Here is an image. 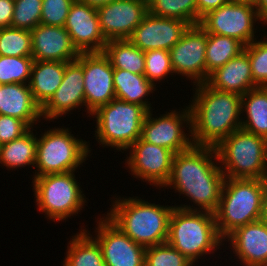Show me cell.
Here are the masks:
<instances>
[{"instance_id": "6da1fadb", "label": "cell", "mask_w": 267, "mask_h": 266, "mask_svg": "<svg viewBox=\"0 0 267 266\" xmlns=\"http://www.w3.org/2000/svg\"><path fill=\"white\" fill-rule=\"evenodd\" d=\"M217 161V153L212 146L192 145L189 149L174 154L171 175L164 188L174 189L175 193L183 194L196 204V207L190 203L175 207L212 213L217 211L225 180Z\"/></svg>"}, {"instance_id": "7a4b0ae2", "label": "cell", "mask_w": 267, "mask_h": 266, "mask_svg": "<svg viewBox=\"0 0 267 266\" xmlns=\"http://www.w3.org/2000/svg\"><path fill=\"white\" fill-rule=\"evenodd\" d=\"M189 107L193 145L215 147L232 132L241 129V96L197 84Z\"/></svg>"}, {"instance_id": "3957f363", "label": "cell", "mask_w": 267, "mask_h": 266, "mask_svg": "<svg viewBox=\"0 0 267 266\" xmlns=\"http://www.w3.org/2000/svg\"><path fill=\"white\" fill-rule=\"evenodd\" d=\"M113 199L105 216L135 243L148 248L167 242L174 205L155 204L138 196Z\"/></svg>"}, {"instance_id": "277c9868", "label": "cell", "mask_w": 267, "mask_h": 266, "mask_svg": "<svg viewBox=\"0 0 267 266\" xmlns=\"http://www.w3.org/2000/svg\"><path fill=\"white\" fill-rule=\"evenodd\" d=\"M167 242L194 264L203 255L213 254L224 244L215 213L174 207L169 220Z\"/></svg>"}, {"instance_id": "5b68a950", "label": "cell", "mask_w": 267, "mask_h": 266, "mask_svg": "<svg viewBox=\"0 0 267 266\" xmlns=\"http://www.w3.org/2000/svg\"><path fill=\"white\" fill-rule=\"evenodd\" d=\"M265 180L225 178L215 212L219 235L225 238L236 228L260 220Z\"/></svg>"}, {"instance_id": "8992f818", "label": "cell", "mask_w": 267, "mask_h": 266, "mask_svg": "<svg viewBox=\"0 0 267 266\" xmlns=\"http://www.w3.org/2000/svg\"><path fill=\"white\" fill-rule=\"evenodd\" d=\"M214 148L225 178L267 179L266 138L238 129Z\"/></svg>"}, {"instance_id": "52a82bcc", "label": "cell", "mask_w": 267, "mask_h": 266, "mask_svg": "<svg viewBox=\"0 0 267 266\" xmlns=\"http://www.w3.org/2000/svg\"><path fill=\"white\" fill-rule=\"evenodd\" d=\"M147 113L144 106L112 99L91 114L96 121V141L104 148L126 151L140 138Z\"/></svg>"}, {"instance_id": "ba28073f", "label": "cell", "mask_w": 267, "mask_h": 266, "mask_svg": "<svg viewBox=\"0 0 267 266\" xmlns=\"http://www.w3.org/2000/svg\"><path fill=\"white\" fill-rule=\"evenodd\" d=\"M38 136L33 178L76 171L91 156L89 141L75 138L70 128L45 129Z\"/></svg>"}, {"instance_id": "9c48e42d", "label": "cell", "mask_w": 267, "mask_h": 266, "mask_svg": "<svg viewBox=\"0 0 267 266\" xmlns=\"http://www.w3.org/2000/svg\"><path fill=\"white\" fill-rule=\"evenodd\" d=\"M75 172L47 174L32 178L37 209L51 221H66L80 213L87 202Z\"/></svg>"}, {"instance_id": "30bf717a", "label": "cell", "mask_w": 267, "mask_h": 266, "mask_svg": "<svg viewBox=\"0 0 267 266\" xmlns=\"http://www.w3.org/2000/svg\"><path fill=\"white\" fill-rule=\"evenodd\" d=\"M258 20L262 21L254 4L232 0L208 12L199 25L207 33L233 37L246 46L257 39L254 24Z\"/></svg>"}, {"instance_id": "8fae6325", "label": "cell", "mask_w": 267, "mask_h": 266, "mask_svg": "<svg viewBox=\"0 0 267 266\" xmlns=\"http://www.w3.org/2000/svg\"><path fill=\"white\" fill-rule=\"evenodd\" d=\"M152 112L153 110L148 111L142 124L140 138L143 141L165 147L174 154L185 151L193 145L189 105L181 111L170 110L159 117L155 116L156 118L152 117L154 115ZM185 127L189 130L187 131Z\"/></svg>"}, {"instance_id": "7c38bea8", "label": "cell", "mask_w": 267, "mask_h": 266, "mask_svg": "<svg viewBox=\"0 0 267 266\" xmlns=\"http://www.w3.org/2000/svg\"><path fill=\"white\" fill-rule=\"evenodd\" d=\"M208 33L199 25H190L169 50L174 74L186 76L193 86L206 82V45Z\"/></svg>"}, {"instance_id": "4fadbf2b", "label": "cell", "mask_w": 267, "mask_h": 266, "mask_svg": "<svg viewBox=\"0 0 267 266\" xmlns=\"http://www.w3.org/2000/svg\"><path fill=\"white\" fill-rule=\"evenodd\" d=\"M127 151L130 155L127 156V160L125 159L126 168H129L134 178H140L149 185L163 188L171 175L174 153L165 147L143 141L141 138Z\"/></svg>"}, {"instance_id": "5bb4252c", "label": "cell", "mask_w": 267, "mask_h": 266, "mask_svg": "<svg viewBox=\"0 0 267 266\" xmlns=\"http://www.w3.org/2000/svg\"><path fill=\"white\" fill-rule=\"evenodd\" d=\"M96 220L93 237L100 245L105 266H145L146 248L115 226L105 213Z\"/></svg>"}, {"instance_id": "9a60e30c", "label": "cell", "mask_w": 267, "mask_h": 266, "mask_svg": "<svg viewBox=\"0 0 267 266\" xmlns=\"http://www.w3.org/2000/svg\"><path fill=\"white\" fill-rule=\"evenodd\" d=\"M85 108L91 117L99 107L115 99L113 67L104 52H83Z\"/></svg>"}, {"instance_id": "2e32d148", "label": "cell", "mask_w": 267, "mask_h": 266, "mask_svg": "<svg viewBox=\"0 0 267 266\" xmlns=\"http://www.w3.org/2000/svg\"><path fill=\"white\" fill-rule=\"evenodd\" d=\"M147 13V0H114L97 9L106 41L129 39Z\"/></svg>"}, {"instance_id": "e0dca14e", "label": "cell", "mask_w": 267, "mask_h": 266, "mask_svg": "<svg viewBox=\"0 0 267 266\" xmlns=\"http://www.w3.org/2000/svg\"><path fill=\"white\" fill-rule=\"evenodd\" d=\"M83 78V52H81L76 60L66 62L65 73L60 86L41 107L44 120H49V123L51 120L54 122L60 116L71 114L72 110L81 109L85 106Z\"/></svg>"}, {"instance_id": "ac0fdd59", "label": "cell", "mask_w": 267, "mask_h": 266, "mask_svg": "<svg viewBox=\"0 0 267 266\" xmlns=\"http://www.w3.org/2000/svg\"><path fill=\"white\" fill-rule=\"evenodd\" d=\"M188 27L185 21L148 12L128 40L144 52L155 49L169 51Z\"/></svg>"}, {"instance_id": "d6986e66", "label": "cell", "mask_w": 267, "mask_h": 266, "mask_svg": "<svg viewBox=\"0 0 267 266\" xmlns=\"http://www.w3.org/2000/svg\"><path fill=\"white\" fill-rule=\"evenodd\" d=\"M73 45L81 52H103L106 39L101 33L97 9L75 0L64 25Z\"/></svg>"}, {"instance_id": "ffe728a7", "label": "cell", "mask_w": 267, "mask_h": 266, "mask_svg": "<svg viewBox=\"0 0 267 266\" xmlns=\"http://www.w3.org/2000/svg\"><path fill=\"white\" fill-rule=\"evenodd\" d=\"M30 32L32 57L36 61L71 62L80 55L64 27L38 24Z\"/></svg>"}, {"instance_id": "44dd1931", "label": "cell", "mask_w": 267, "mask_h": 266, "mask_svg": "<svg viewBox=\"0 0 267 266\" xmlns=\"http://www.w3.org/2000/svg\"><path fill=\"white\" fill-rule=\"evenodd\" d=\"M224 241L229 242L240 265L267 266V224L261 220L236 228Z\"/></svg>"}, {"instance_id": "7402d4cb", "label": "cell", "mask_w": 267, "mask_h": 266, "mask_svg": "<svg viewBox=\"0 0 267 266\" xmlns=\"http://www.w3.org/2000/svg\"><path fill=\"white\" fill-rule=\"evenodd\" d=\"M206 83L216 90L240 96L258 87L253 82L250 61L245 50L210 73Z\"/></svg>"}, {"instance_id": "603a6c76", "label": "cell", "mask_w": 267, "mask_h": 266, "mask_svg": "<svg viewBox=\"0 0 267 266\" xmlns=\"http://www.w3.org/2000/svg\"><path fill=\"white\" fill-rule=\"evenodd\" d=\"M0 115L25 121L31 128L41 122L40 105L34 100L29 84H4L0 88Z\"/></svg>"}, {"instance_id": "cb8c5ba5", "label": "cell", "mask_w": 267, "mask_h": 266, "mask_svg": "<svg viewBox=\"0 0 267 266\" xmlns=\"http://www.w3.org/2000/svg\"><path fill=\"white\" fill-rule=\"evenodd\" d=\"M66 62L34 60L29 88L34 100L42 107L56 92L65 73Z\"/></svg>"}, {"instance_id": "d4e9b609", "label": "cell", "mask_w": 267, "mask_h": 266, "mask_svg": "<svg viewBox=\"0 0 267 266\" xmlns=\"http://www.w3.org/2000/svg\"><path fill=\"white\" fill-rule=\"evenodd\" d=\"M113 83L117 99L144 106L148 111L152 110L147 97L154 93L157 87L144 74L113 68Z\"/></svg>"}, {"instance_id": "484cf974", "label": "cell", "mask_w": 267, "mask_h": 266, "mask_svg": "<svg viewBox=\"0 0 267 266\" xmlns=\"http://www.w3.org/2000/svg\"><path fill=\"white\" fill-rule=\"evenodd\" d=\"M241 113V129L267 139V87L258 86L243 94Z\"/></svg>"}, {"instance_id": "4316f807", "label": "cell", "mask_w": 267, "mask_h": 266, "mask_svg": "<svg viewBox=\"0 0 267 266\" xmlns=\"http://www.w3.org/2000/svg\"><path fill=\"white\" fill-rule=\"evenodd\" d=\"M82 228L68 242L63 266H105L99 243Z\"/></svg>"}, {"instance_id": "83f0119b", "label": "cell", "mask_w": 267, "mask_h": 266, "mask_svg": "<svg viewBox=\"0 0 267 266\" xmlns=\"http://www.w3.org/2000/svg\"><path fill=\"white\" fill-rule=\"evenodd\" d=\"M31 128L27 133L18 139L0 146V164L7 167V170L35 166L37 152V136Z\"/></svg>"}, {"instance_id": "f1b7e54d", "label": "cell", "mask_w": 267, "mask_h": 266, "mask_svg": "<svg viewBox=\"0 0 267 266\" xmlns=\"http://www.w3.org/2000/svg\"><path fill=\"white\" fill-rule=\"evenodd\" d=\"M103 52L110 59L113 68L144 74V51L133 45L128 39L107 41Z\"/></svg>"}, {"instance_id": "f546056e", "label": "cell", "mask_w": 267, "mask_h": 266, "mask_svg": "<svg viewBox=\"0 0 267 266\" xmlns=\"http://www.w3.org/2000/svg\"><path fill=\"white\" fill-rule=\"evenodd\" d=\"M245 45L233 37L208 33L206 45V81L209 74L244 51Z\"/></svg>"}, {"instance_id": "4dcf8cb0", "label": "cell", "mask_w": 267, "mask_h": 266, "mask_svg": "<svg viewBox=\"0 0 267 266\" xmlns=\"http://www.w3.org/2000/svg\"><path fill=\"white\" fill-rule=\"evenodd\" d=\"M148 12L152 15L175 18L189 26L197 25L196 0H147Z\"/></svg>"}, {"instance_id": "1f68e13d", "label": "cell", "mask_w": 267, "mask_h": 266, "mask_svg": "<svg viewBox=\"0 0 267 266\" xmlns=\"http://www.w3.org/2000/svg\"><path fill=\"white\" fill-rule=\"evenodd\" d=\"M33 63L32 56L0 55V84H29Z\"/></svg>"}, {"instance_id": "d6a6232c", "label": "cell", "mask_w": 267, "mask_h": 266, "mask_svg": "<svg viewBox=\"0 0 267 266\" xmlns=\"http://www.w3.org/2000/svg\"><path fill=\"white\" fill-rule=\"evenodd\" d=\"M31 32L14 27L0 28L1 56H32Z\"/></svg>"}, {"instance_id": "836d02e7", "label": "cell", "mask_w": 267, "mask_h": 266, "mask_svg": "<svg viewBox=\"0 0 267 266\" xmlns=\"http://www.w3.org/2000/svg\"><path fill=\"white\" fill-rule=\"evenodd\" d=\"M195 266L168 242L146 248L145 266Z\"/></svg>"}, {"instance_id": "e575fe53", "label": "cell", "mask_w": 267, "mask_h": 266, "mask_svg": "<svg viewBox=\"0 0 267 266\" xmlns=\"http://www.w3.org/2000/svg\"><path fill=\"white\" fill-rule=\"evenodd\" d=\"M146 78L156 86L157 83L168 78V75H174L171 65L169 51L164 49H155L144 52ZM167 77V78H166Z\"/></svg>"}, {"instance_id": "d590c367", "label": "cell", "mask_w": 267, "mask_h": 266, "mask_svg": "<svg viewBox=\"0 0 267 266\" xmlns=\"http://www.w3.org/2000/svg\"><path fill=\"white\" fill-rule=\"evenodd\" d=\"M42 0H16L11 27L31 31L40 24Z\"/></svg>"}, {"instance_id": "8d00e7d4", "label": "cell", "mask_w": 267, "mask_h": 266, "mask_svg": "<svg viewBox=\"0 0 267 266\" xmlns=\"http://www.w3.org/2000/svg\"><path fill=\"white\" fill-rule=\"evenodd\" d=\"M263 37L246 45L244 50L249 57L253 82L257 86L267 87V37Z\"/></svg>"}, {"instance_id": "74e56055", "label": "cell", "mask_w": 267, "mask_h": 266, "mask_svg": "<svg viewBox=\"0 0 267 266\" xmlns=\"http://www.w3.org/2000/svg\"><path fill=\"white\" fill-rule=\"evenodd\" d=\"M75 0H42L40 24L64 27L70 6Z\"/></svg>"}, {"instance_id": "f35d334b", "label": "cell", "mask_w": 267, "mask_h": 266, "mask_svg": "<svg viewBox=\"0 0 267 266\" xmlns=\"http://www.w3.org/2000/svg\"><path fill=\"white\" fill-rule=\"evenodd\" d=\"M30 129L31 127L23 120L0 115V146L20 138Z\"/></svg>"}, {"instance_id": "ab89813d", "label": "cell", "mask_w": 267, "mask_h": 266, "mask_svg": "<svg viewBox=\"0 0 267 266\" xmlns=\"http://www.w3.org/2000/svg\"><path fill=\"white\" fill-rule=\"evenodd\" d=\"M232 0H196L197 4V24L208 12L225 5Z\"/></svg>"}, {"instance_id": "60d3db41", "label": "cell", "mask_w": 267, "mask_h": 266, "mask_svg": "<svg viewBox=\"0 0 267 266\" xmlns=\"http://www.w3.org/2000/svg\"><path fill=\"white\" fill-rule=\"evenodd\" d=\"M13 10V0H0V28L11 27Z\"/></svg>"}, {"instance_id": "b9f144b4", "label": "cell", "mask_w": 267, "mask_h": 266, "mask_svg": "<svg viewBox=\"0 0 267 266\" xmlns=\"http://www.w3.org/2000/svg\"><path fill=\"white\" fill-rule=\"evenodd\" d=\"M262 24L267 25V0H257L255 5Z\"/></svg>"}, {"instance_id": "7bdbcfd3", "label": "cell", "mask_w": 267, "mask_h": 266, "mask_svg": "<svg viewBox=\"0 0 267 266\" xmlns=\"http://www.w3.org/2000/svg\"><path fill=\"white\" fill-rule=\"evenodd\" d=\"M260 220L267 224V179H265Z\"/></svg>"}, {"instance_id": "ee69618b", "label": "cell", "mask_w": 267, "mask_h": 266, "mask_svg": "<svg viewBox=\"0 0 267 266\" xmlns=\"http://www.w3.org/2000/svg\"><path fill=\"white\" fill-rule=\"evenodd\" d=\"M79 1L87 4L89 7L98 9L114 0H79Z\"/></svg>"}, {"instance_id": "f6af8a7d", "label": "cell", "mask_w": 267, "mask_h": 266, "mask_svg": "<svg viewBox=\"0 0 267 266\" xmlns=\"http://www.w3.org/2000/svg\"><path fill=\"white\" fill-rule=\"evenodd\" d=\"M234 1H239V2H243V3H251V4L255 5L257 0H234Z\"/></svg>"}]
</instances>
